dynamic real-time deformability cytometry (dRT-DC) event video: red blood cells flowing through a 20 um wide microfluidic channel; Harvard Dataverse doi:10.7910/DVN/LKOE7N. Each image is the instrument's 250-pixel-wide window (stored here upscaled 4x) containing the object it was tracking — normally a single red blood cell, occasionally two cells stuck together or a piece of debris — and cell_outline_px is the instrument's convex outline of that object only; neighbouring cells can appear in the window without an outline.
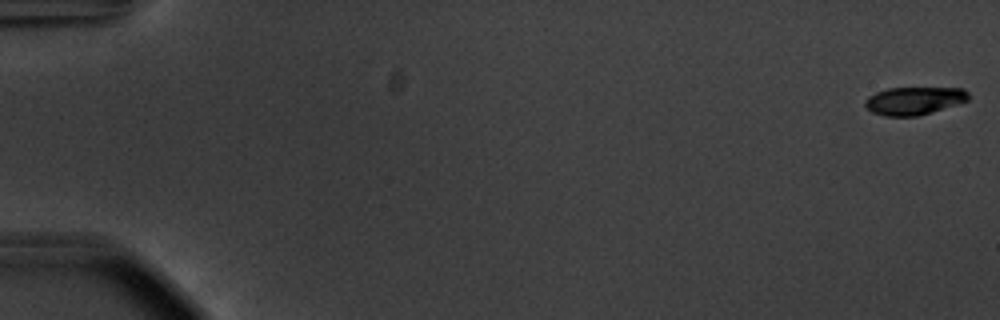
{"species": "common noctule bat (a hibernating species)", "species_latin": "Nyctalus noctula", "temperature_condition": "warm", "stored_images_in_passage": 55, "camera_frame_rate_fps": 3000, "um_per_image_px": 0.085, "animal": {"sex": "male", "body_mass_g": 20.1, "forearm_length_mm": 53.5}, "frame": {"image": 1, "passage_image": 1, "time_ms": 0.0, "image_size_px": [1000, 320], "cell_outline_px": [[968, 100], [932, 112], [916, 116], [884, 116], [872, 112], [864, 104], [864, 100], [868, 96], [876, 92], [888, 88], [964, 88], [968, 92]], "centroid_in_image_um": [77.67, 8.56], "position_along_channel_um": 7.3, "area_um2": 16.7}}
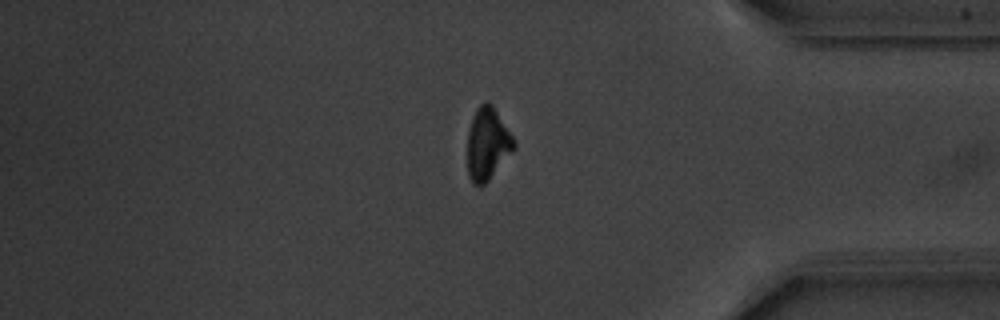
{"frame": {"image": 2, "passage_image": 47, "time_ms": 15.333, "image_size_px": [1000, 320], "cell_outline_px": [[516, 148], [488, 180], [480, 188], [472, 184], [468, 176], [468, 132], [472, 116], [476, 108], [480, 104], [488, 100], [492, 104], [512, 136], [516, 144]], "centroid_in_image_um": [41.42, 12.23], "position_along_channel_um": 393.8, "area_um2": 19.65}}
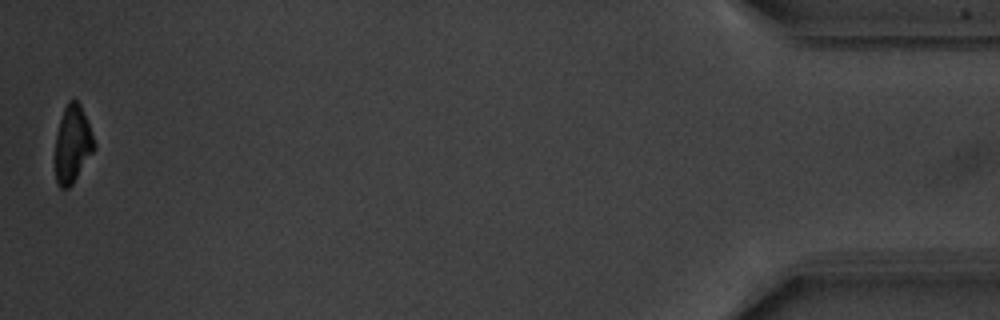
{"frame": {"image": 3, "passage_image": 55, "time_ms": 18.0, "image_size_px": [1000, 320], "cell_outline_px": [[96, 148], [72, 184], [68, 188], [60, 188], [56, 180], [56, 136], [60, 120], [64, 108], [68, 100], [76, 100], [80, 104], [96, 144]], "centroid_in_image_um": [6.17, 12.26], "position_along_channel_um": 429.0, "area_um2": 17.28}, "authors_computed_cell_mechanics": {"area_um2": 19.5364, "velocity_mm_per_s": 3.7456, "shape_relaxation_time_tau1_ms": 3.0351, "shape_relaxation_time_tau2_ms": null, "deformation_change_tau1": 0.1536, "deformation_change_tau2": null}}